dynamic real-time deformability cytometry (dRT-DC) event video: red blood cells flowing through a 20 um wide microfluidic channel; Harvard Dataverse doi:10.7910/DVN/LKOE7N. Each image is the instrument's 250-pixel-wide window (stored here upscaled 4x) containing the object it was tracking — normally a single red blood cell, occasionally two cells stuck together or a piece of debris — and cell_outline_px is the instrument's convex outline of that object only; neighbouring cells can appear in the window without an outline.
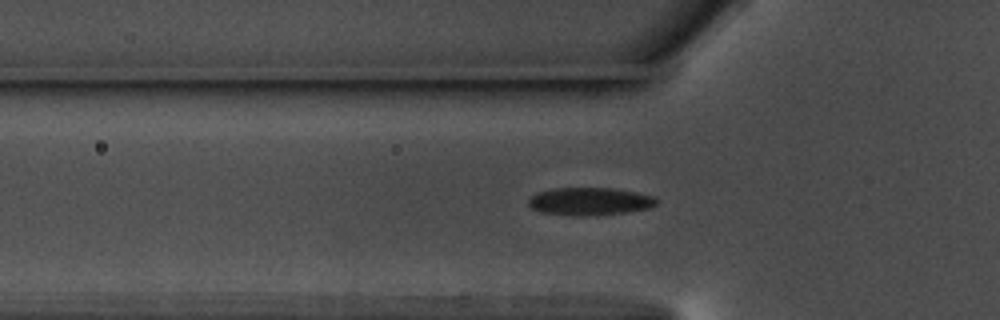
{"species": "common noctule bat (a hibernating species)", "species_latin": "Nyctalus noctula", "temperature_condition": "warm", "stored_images_in_passage": 35, "camera_frame_rate_fps": 3000, "um_per_image_px": 0.085, "animal": {"sex": "male", "body_mass_g": 17.5, "forearm_length_mm": 52.3}, "frame": {"image": 1, "passage_image": 3, "time_ms": 0.667, "image_size_px": [1000, 320], "cell_outline_px": [[656, 204], [648, 208], [628, 212], [580, 216], [572, 216], [540, 212], [532, 208], [528, 204], [528, 200], [532, 196], [540, 192], [552, 188], [612, 188], [636, 192], [652, 196], [656, 200]], "centroid_in_image_um": [50.1, 17.12], "position_along_channel_um": 75.7, "area_um2": 20.52}}
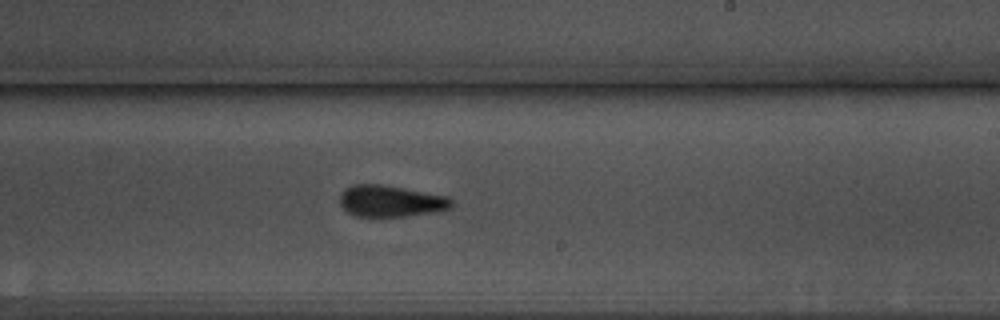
{"frame": {"image": 2, "passage_image": 18, "time_ms": 5.667, "image_size_px": [1000, 320], "cell_outline_px": [[452, 204], [448, 208], [436, 212], [404, 216], [356, 216], [348, 212], [340, 204], [340, 192], [344, 188], [352, 184], [384, 184], [448, 196], [452, 200]], "centroid_in_image_um": [33.18, 17.07], "position_along_channel_um": 255.8, "area_um2": 20.58}}
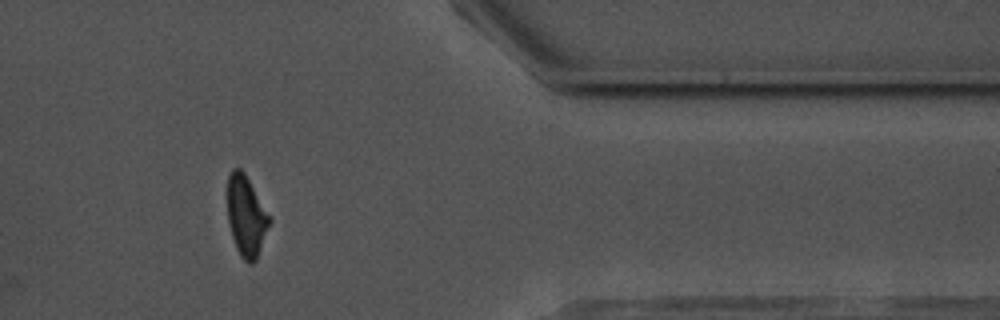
{"frame": {"image": 3, "passage_image": 31, "time_ms": 10.0, "image_size_px": [1000, 320], "cell_outline_px": [[272, 220], [256, 260], [252, 264], [248, 264], [240, 256], [236, 248], [228, 224], [228, 176], [232, 168], [240, 168], [244, 172], [272, 216]], "centroid_in_image_um": [20.96, 18.37], "position_along_channel_um": 390.4, "area_um2": 20.06}, "authors_computed_cell_mechanics": {"area_um2": 20.7502, "velocity_mm_per_s": 3.6082, "shape_relaxation_time_tau1_ms": 5.3553, "shape_relaxation_time_tau2_ms": 2.033, "deformation_change_tau1": 0.1321, "deformation_change_tau2": 0.0872}}